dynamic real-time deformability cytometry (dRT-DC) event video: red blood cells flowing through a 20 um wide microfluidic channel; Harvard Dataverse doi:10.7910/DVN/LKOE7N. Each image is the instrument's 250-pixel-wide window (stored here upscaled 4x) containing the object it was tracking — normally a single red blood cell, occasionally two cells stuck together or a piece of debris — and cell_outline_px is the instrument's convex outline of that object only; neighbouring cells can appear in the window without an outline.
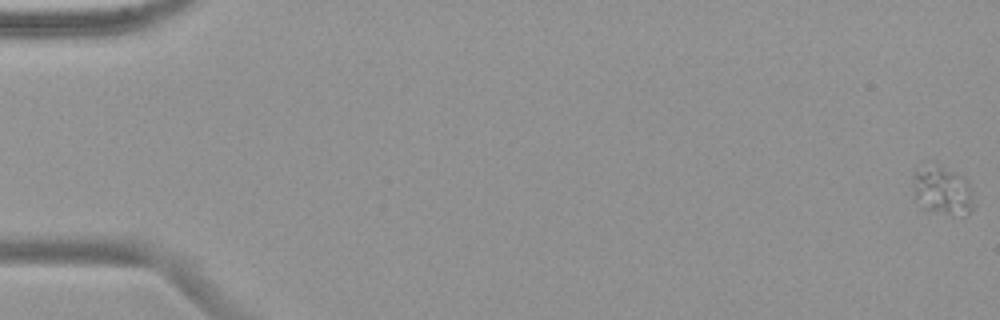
{"species": "common noctule bat (a hibernating species)", "species_latin": "Nyctalus noctula", "temperature_condition": "warm", "stored_images_in_passage": 56, "camera_frame_rate_fps": 3000, "um_per_image_px": 0.085, "animal": {"sex": "female", "body_mass_g": 19.9}, "frame": {"image": 1, "passage_image": 1, "time_ms": 0.0, "image_size_px": [1000, 320], "cell_outline_px": [[972, 208], [964, 216], [924, 208], [916, 196], [916, 172], [936, 168], [940, 168], [952, 172], [960, 176], [968, 184]], "centroid_in_image_um": [80.17, 16.29], "position_along_channel_um": 4.8, "area_um2": 14.91}}